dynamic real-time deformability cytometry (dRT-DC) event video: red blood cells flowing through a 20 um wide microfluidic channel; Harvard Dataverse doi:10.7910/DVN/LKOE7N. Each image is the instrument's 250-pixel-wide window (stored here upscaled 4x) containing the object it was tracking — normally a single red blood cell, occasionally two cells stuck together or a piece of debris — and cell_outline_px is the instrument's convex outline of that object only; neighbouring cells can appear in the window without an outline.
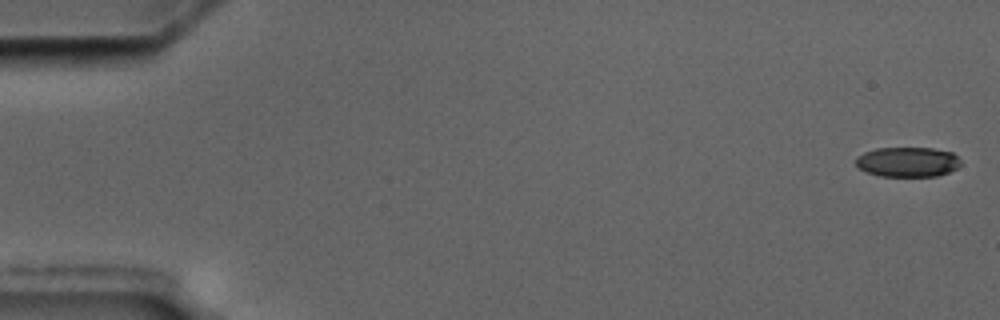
{"species": "common noctule bat (a hibernating species)", "species_latin": "Nyctalus noctula", "temperature_condition": "cold", "stored_images_in_passage": 5, "camera_frame_rate_fps": 3000, "um_per_image_px": 0.085, "animal": {"sex": "male", "body_mass_g": 17.5, "forearm_length_mm": 52.3}, "frame": {"image": 1, "passage_image": 1, "time_ms": 0.0, "image_size_px": [1000, 320], "cell_outline_px": [[960, 164], [956, 168], [948, 172], [936, 176], [880, 176], [868, 172], [860, 168], [856, 164], [856, 156], [864, 152], [876, 148], [932, 148], [952, 152], [960, 160]], "centroid_in_image_um": [77.14, 13.76], "position_along_channel_um": 7.9, "area_um2": 18.15}}
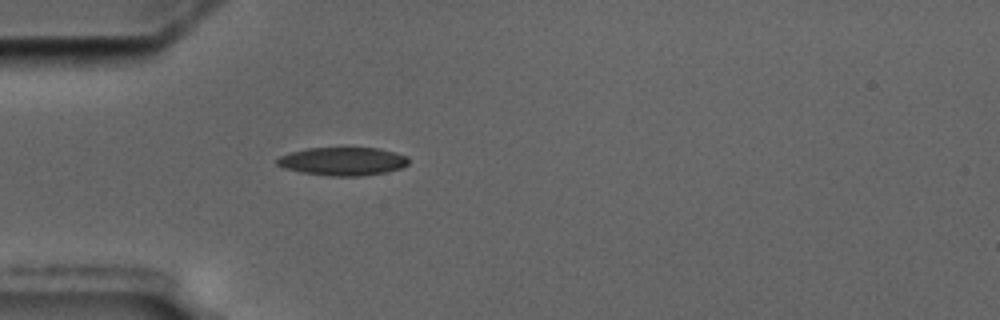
{"frame": {"image": 2, "passage_image": 5, "time_ms": 5.333, "image_size_px": [1000, 320], "cell_outline_px": [[408, 164], [400, 168], [384, 172], [364, 176], [332, 176], [300, 172], [284, 168], [276, 164], [276, 160], [280, 156], [288, 152], [308, 148], [376, 148], [408, 156]], "centroid_in_image_um": [29.09, 13.71], "position_along_channel_um": 55.9, "area_um2": 21.56}}